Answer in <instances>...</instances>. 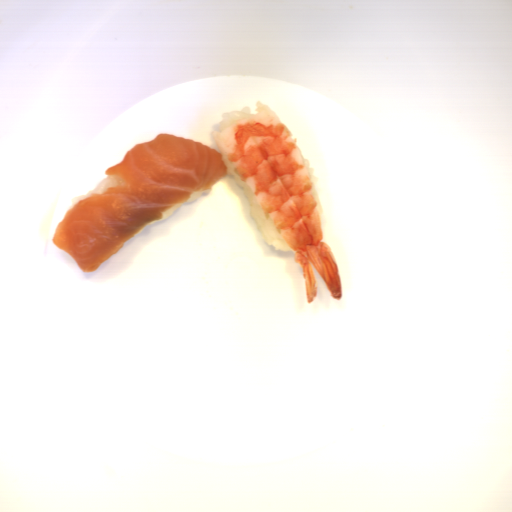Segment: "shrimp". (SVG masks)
<instances>
[{
    "mask_svg": "<svg viewBox=\"0 0 512 512\" xmlns=\"http://www.w3.org/2000/svg\"><path fill=\"white\" fill-rule=\"evenodd\" d=\"M248 118L211 130L218 153L234 175L251 191L276 231L294 251L300 266L307 304L318 294L312 265L333 299L343 296L340 268L322 241L323 206L318 176L304 157L296 137L264 101L256 100Z\"/></svg>",
    "mask_w": 512,
    "mask_h": 512,
    "instance_id": "1",
    "label": "shrimp"
}]
</instances>
